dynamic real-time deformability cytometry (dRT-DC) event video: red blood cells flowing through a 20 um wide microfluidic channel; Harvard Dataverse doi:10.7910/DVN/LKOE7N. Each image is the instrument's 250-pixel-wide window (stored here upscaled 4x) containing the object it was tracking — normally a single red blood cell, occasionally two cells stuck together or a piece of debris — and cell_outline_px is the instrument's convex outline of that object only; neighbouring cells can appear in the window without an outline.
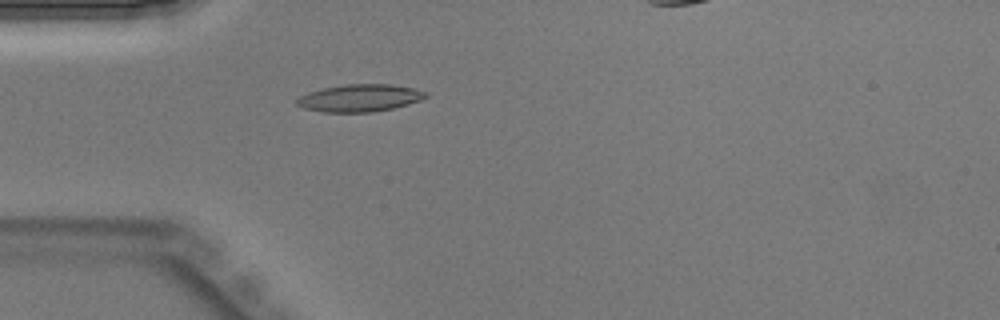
{"species": "Egyptian fruit bat (a non-hibernating species)", "species_latin": "Rousettus aegyptiacus", "temperature_condition": "warm", "stored_images_in_passage": 29, "camera_frame_rate_fps": 3000, "um_per_image_px": 0.085, "animal": {"sex": "male"}, "frame": {"image": 1, "passage_image": 1, "time_ms": 0.0, "image_size_px": [1000, 320], "cell_outline_px": [[428, 96], [420, 100], [408, 104], [392, 108], [372, 112], [324, 112], [304, 108], [296, 104], [296, 100], [300, 96], [308, 92], [324, 88], [344, 84], [392, 84], [412, 88], [428, 92]], "centroid_in_image_um": [30.58, 8.32], "position_along_channel_um": 54.4, "area_um2": 20.46}}
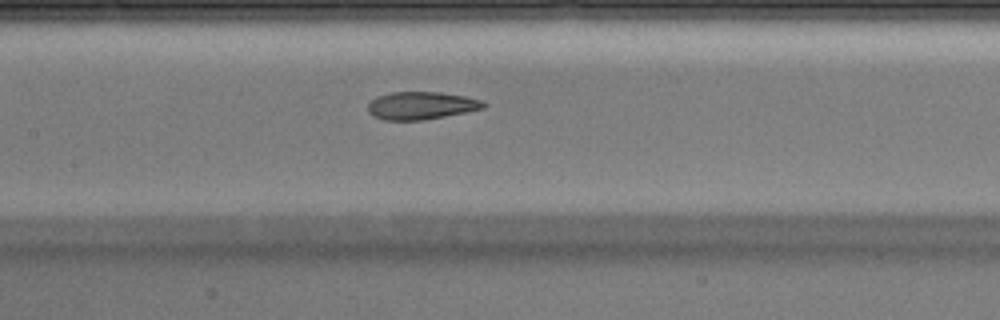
{"frame": {"image": 2, "passage_image": 9, "time_ms": 2.667, "image_size_px": [1000, 320], "cell_outline_px": [[488, 104], [484, 108], [424, 120], [384, 120], [372, 116], [368, 112], [368, 104], [376, 96], [392, 92], [440, 92], [464, 96], [480, 100]], "centroid_in_image_um": [35.77, 8.97], "position_along_channel_um": 171.6, "area_um2": 18.61}}